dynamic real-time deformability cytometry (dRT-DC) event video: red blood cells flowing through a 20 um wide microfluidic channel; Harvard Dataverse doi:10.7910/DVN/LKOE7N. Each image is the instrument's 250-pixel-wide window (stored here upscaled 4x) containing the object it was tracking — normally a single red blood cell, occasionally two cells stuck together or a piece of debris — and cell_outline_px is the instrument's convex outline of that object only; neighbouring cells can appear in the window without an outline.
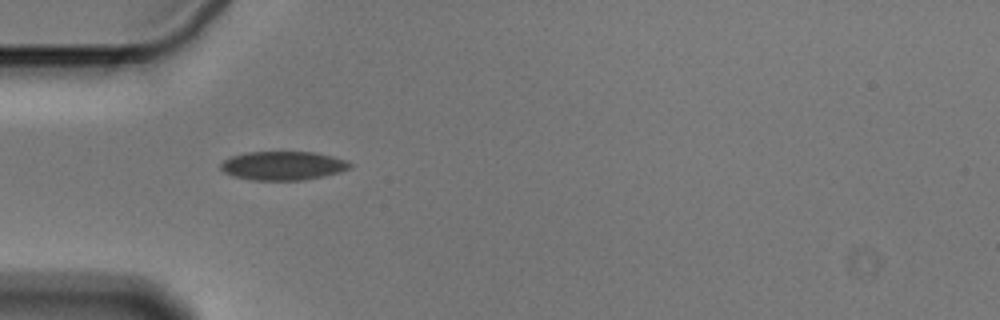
{"species": "Egyptian fruit bat (a non-hibernating species)", "species_latin": "Rousettus aegyptiacus", "temperature_condition": "cold", "stored_images_in_passage": 40, "camera_frame_rate_fps": 3000, "um_per_image_px": 0.085, "animal": {"sex": "male"}, "frame": {"image": 1, "passage_image": 1, "time_ms": 0.0, "image_size_px": [1000, 320], "cell_outline_px": [[352, 168], [340, 172], [324, 176], [304, 180], [252, 180], [232, 176], [224, 172], [220, 168], [220, 164], [224, 160], [232, 156], [248, 152], [316, 152], [348, 160], [352, 164]], "centroid_in_image_um": [24.09, 14.08], "position_along_channel_um": 60.9, "area_um2": 21.85}}
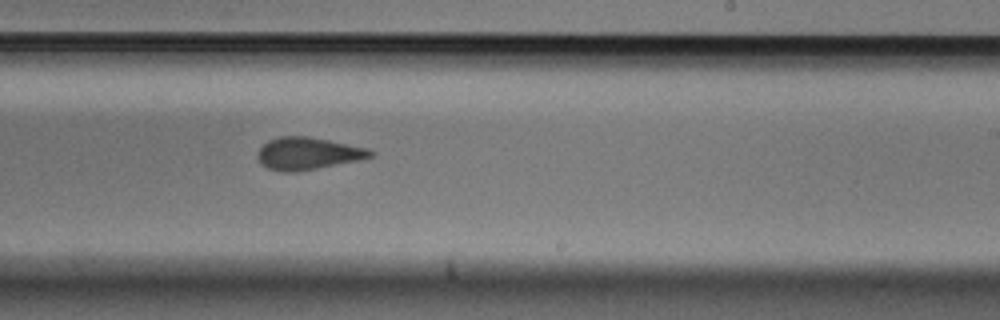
{"frame": {"image": 2, "passage_image": 18, "time_ms": 5.667, "image_size_px": [1000, 320], "cell_outline_px": [[376, 156], [360, 160], [296, 172], [284, 172], [268, 168], [260, 164], [256, 156], [256, 152], [268, 140], [280, 136], [308, 136], [368, 148], [376, 152]], "centroid_in_image_um": [26.18, 13.05], "position_along_channel_um": 262.8, "area_um2": 21.44}}
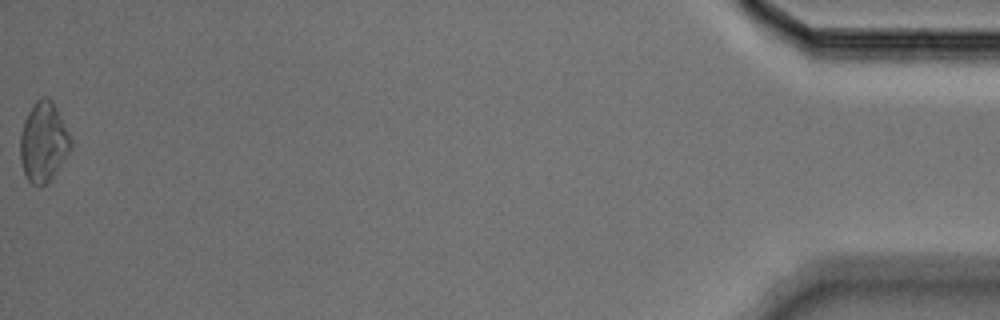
{"frame": {"image": 3, "passage_image": 40, "time_ms": 13.0, "image_size_px": [1000, 320], "cell_outline_px": [[72, 148], [52, 176], [40, 188], [32, 184], [28, 180], [24, 172], [20, 160], [20, 132], [24, 120], [28, 112], [36, 100], [44, 96], [48, 96], [52, 100], [72, 140]], "centroid_in_image_um": [3.67, 12.06], "position_along_channel_um": 431.5, "area_um2": 23.35}, "authors_computed_cell_mechanics": {"area_um2": 21.5305, "velocity_mm_per_s": 3.5968, "shape_relaxation_time_tau1_ms": 8.8794, "shape_relaxation_time_tau2_ms": 2.2877, "deformation_change_tau1": 0.1415, "deformation_change_tau2": 0.0672}}